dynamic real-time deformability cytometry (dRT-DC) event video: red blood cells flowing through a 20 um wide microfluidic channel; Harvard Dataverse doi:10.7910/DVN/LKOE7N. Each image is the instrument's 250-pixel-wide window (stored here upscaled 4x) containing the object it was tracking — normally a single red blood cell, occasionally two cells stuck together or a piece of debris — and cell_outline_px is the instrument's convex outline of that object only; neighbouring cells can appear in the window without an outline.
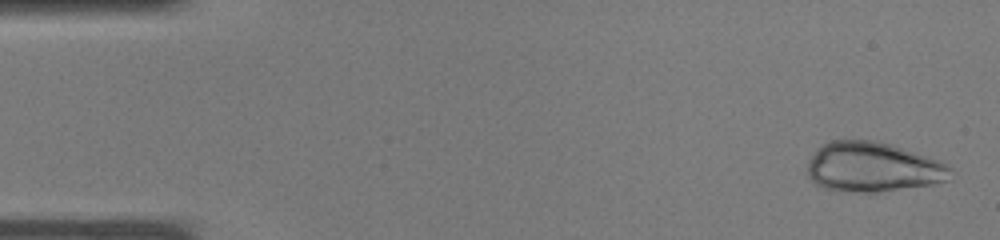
{"species": "common noctule bat (a hibernating species)", "species_latin": "Nyctalus noctula", "temperature_condition": "warm", "stored_images_in_passage": 36, "segment_of_instrument_passage": [1, 2], "camera_frame_rate_fps": 3000, "um_per_image_px": 0.085, "animal": {"sex": "male", "body_mass_g": 19.0, "forearm_length_mm": 50.8}, "frame": {"image": 1, "passage_image": 1, "time_ms": 0.0, "image_size_px": [1000, 240], "cell_outline_px": [[952, 180], [932, 184], [876, 192], [840, 192], [824, 188], [816, 184], [808, 176], [808, 160], [816, 148], [820, 144], [828, 140], [880, 140], [940, 160], [948, 164], [952, 168]], "centroid_in_image_um": [74.2, 14.19], "position_along_channel_um": 10.8, "area_um2": 42.31}}